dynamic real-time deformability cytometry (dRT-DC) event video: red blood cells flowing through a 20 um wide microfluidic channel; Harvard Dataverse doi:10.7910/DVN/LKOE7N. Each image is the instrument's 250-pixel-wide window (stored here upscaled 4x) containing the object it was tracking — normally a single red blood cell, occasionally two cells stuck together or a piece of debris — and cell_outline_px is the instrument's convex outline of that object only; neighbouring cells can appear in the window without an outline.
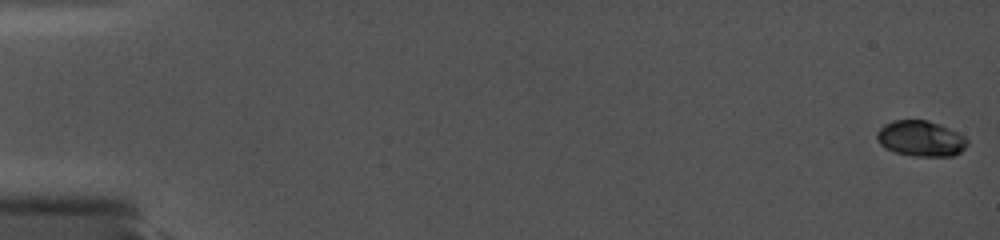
{"species": "common noctule bat (a hibernating species)", "species_latin": "Nyctalus noctula", "temperature_condition": "cold", "stored_images_in_passage": 14, "camera_frame_rate_fps": 5000, "um_per_image_px": 0.085, "animal": {"sex": "female", "body_mass_g": 19.0, "forearm_length_mm": 56.7}, "frame": {"image": 1, "passage_image": 1, "time_ms": 0.0, "image_size_px": [1000, 240], "cell_outline_px": [[968, 144], [960, 152], [952, 156], [916, 156], [896, 152], [880, 144], [876, 136], [876, 132], [884, 124], [892, 120], [928, 120], [948, 128], [964, 136], [968, 140]], "centroid_in_image_um": [78.26, 11.77], "position_along_channel_um": 6.7, "area_um2": 18.61}}
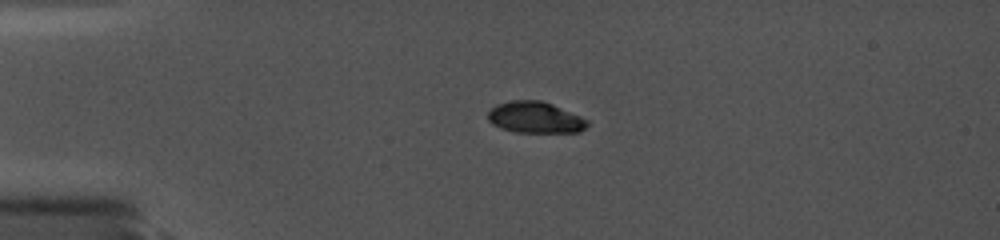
{"frame": {"image": 2, "passage_image": 12, "time_ms": 4.4, "image_size_px": [1000, 240], "cell_outline_px": [[588, 124], [580, 132], [516, 132], [500, 128], [492, 124], [488, 120], [488, 112], [496, 104], [512, 100], [540, 100], [552, 104], [580, 116], [588, 120]], "centroid_in_image_um": [45.46, 9.98], "position_along_channel_um": 39.5, "area_um2": 18.09}}